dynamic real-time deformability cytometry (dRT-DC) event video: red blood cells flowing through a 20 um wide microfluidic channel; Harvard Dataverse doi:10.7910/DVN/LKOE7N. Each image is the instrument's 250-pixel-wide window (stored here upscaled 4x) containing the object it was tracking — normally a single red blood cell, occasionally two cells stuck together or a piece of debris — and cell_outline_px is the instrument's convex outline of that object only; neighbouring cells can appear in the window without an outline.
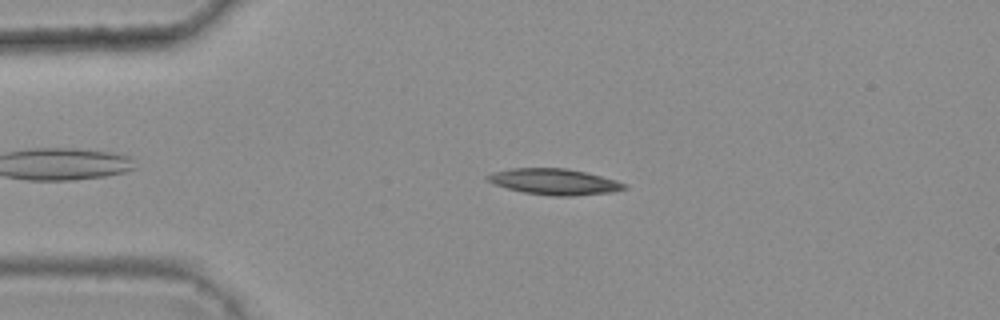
{"species": "common noctule bat (a hibernating species)", "species_latin": "Nyctalus noctula", "temperature_condition": "warm", "stored_images_in_passage": 6, "camera_frame_rate_fps": 3000, "um_per_image_px": 0.085, "animal": {"sex": "female", "body_mass_g": 25.1}, "frame": {"image": 1, "passage_image": 4, "time_ms": 1.0, "image_size_px": [1000, 320], "cell_outline_px": [[628, 188], [612, 192], [572, 196], [552, 196], [524, 192], [508, 188], [484, 180], [484, 176], [492, 172], [512, 168], [564, 168], [584, 172], [616, 180], [628, 184]], "centroid_in_image_um": [47.11, 15.44], "position_along_channel_um": 37.9, "area_um2": 20.69}}
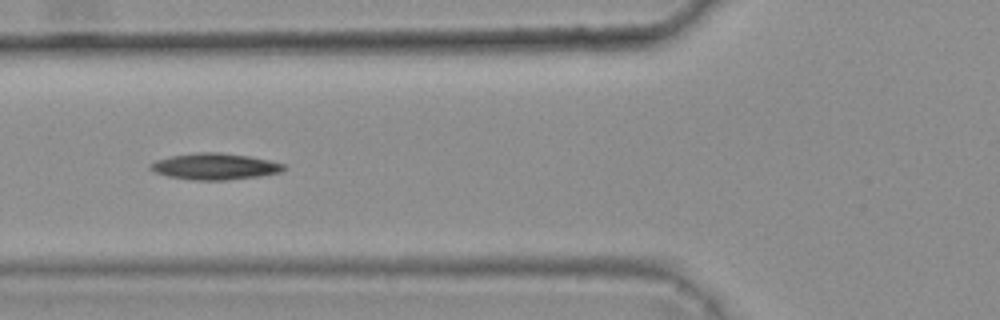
{"frame": {"image": 2, "passage_image": 6, "time_ms": 1.667, "image_size_px": [1000, 320], "cell_outline_px": [[288, 168], [280, 172], [260, 176], [228, 180], [192, 180], [168, 176], [156, 172], [148, 168], [148, 164], [156, 160], [172, 156], [200, 152], [220, 152], [248, 156], [268, 160], [284, 164]], "centroid_in_image_um": [18.26, 14.15], "position_along_channel_um": 107.5, "area_um2": 20.46}}